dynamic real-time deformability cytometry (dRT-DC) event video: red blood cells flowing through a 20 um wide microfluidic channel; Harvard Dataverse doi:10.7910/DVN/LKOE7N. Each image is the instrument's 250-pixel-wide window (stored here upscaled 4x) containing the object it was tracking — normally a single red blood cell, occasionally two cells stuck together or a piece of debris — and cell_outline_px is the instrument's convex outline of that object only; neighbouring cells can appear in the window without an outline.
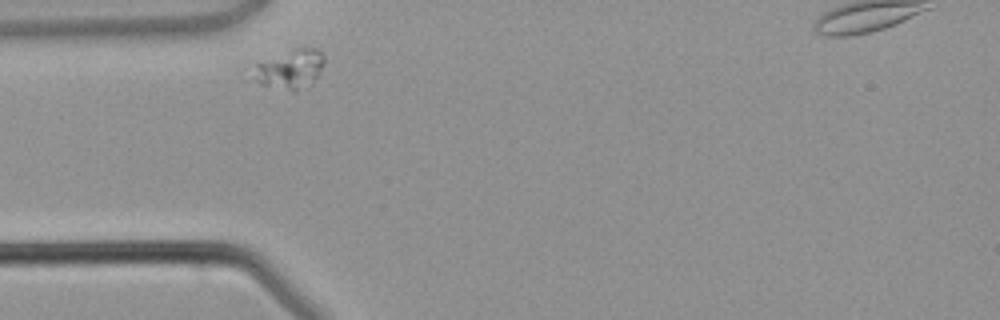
{"species": "common noctule bat (a hibernating species)", "species_latin": "Nyctalus noctula", "temperature_condition": "warm", "stored_images_in_passage": 3, "camera_frame_rate_fps": 3000, "um_per_image_px": 0.085, "animal": {"sex": "male", "body_mass_g": 21.5, "forearm_length_mm": 52.0}, "frame": {"image": 1, "passage_image": 1, "time_ms": 0.0, "image_size_px": [1000, 320], "cell_outline_px": [[324, 64], [316, 76], [312, 80], [296, 92], [292, 92], [240, 80], [256, 64], [296, 48], [316, 48], [324, 52]], "centroid_in_image_um": [24.46, 5.92], "position_along_channel_um": 60.5, "area_um2": 16.88}}
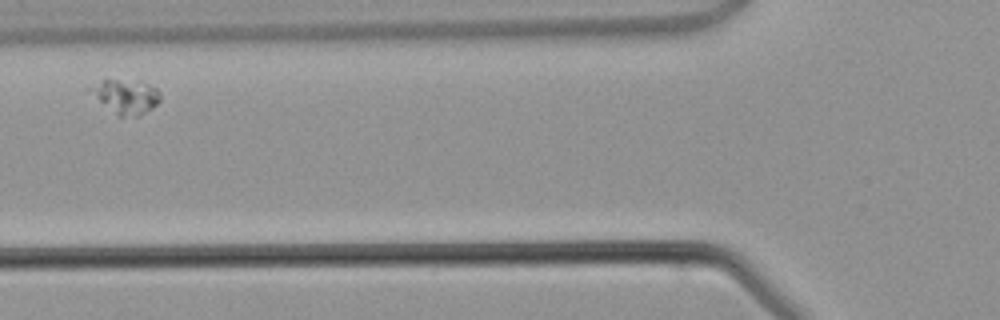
{"frame": {"image": 2, "passage_image": 2, "time_ms": 1.333, "image_size_px": [1000, 320], "cell_outline_px": [[160, 100], [152, 108], [140, 116], [120, 116], [84, 88], [100, 80], [116, 80], [148, 84], [156, 88], [160, 92]], "centroid_in_image_um": [10.68, 8.2], "position_along_channel_um": 115.1, "area_um2": 13.53}}
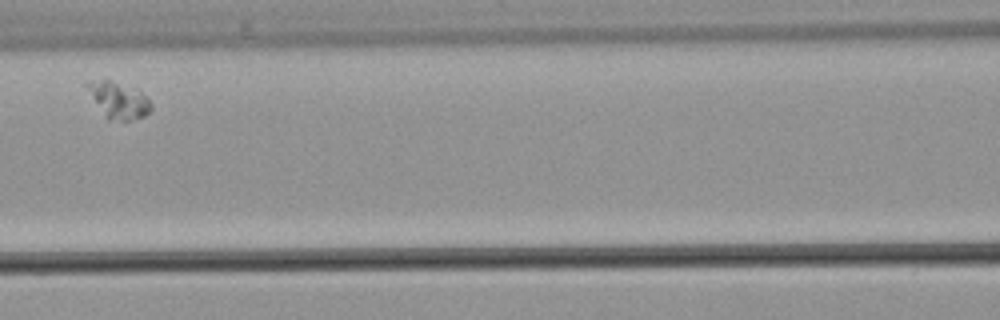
{"frame": {"image": 3, "passage_image": 3, "time_ms": 2.333, "image_size_px": [1000, 320], "cell_outline_px": [[152, 108], [144, 116], [128, 120], [108, 120], [84, 84], [100, 80], [108, 80], [140, 92], [152, 104]], "centroid_in_image_um": [10.09, 8.54], "position_along_channel_um": 156.5, "area_um2": 12.66}}